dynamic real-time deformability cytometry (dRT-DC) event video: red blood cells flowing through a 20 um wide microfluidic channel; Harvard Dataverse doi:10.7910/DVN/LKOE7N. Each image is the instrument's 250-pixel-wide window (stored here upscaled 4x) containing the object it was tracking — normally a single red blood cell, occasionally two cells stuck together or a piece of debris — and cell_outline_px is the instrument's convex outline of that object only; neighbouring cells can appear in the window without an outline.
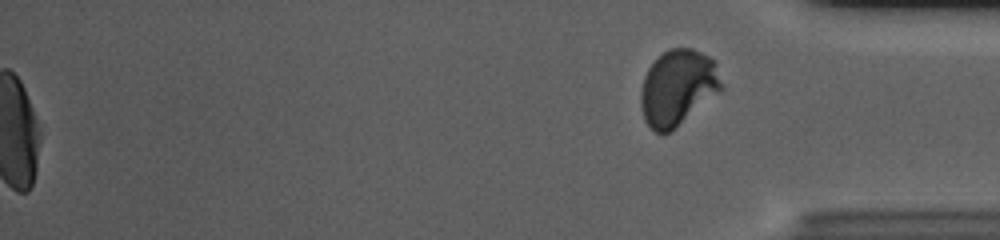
{"species": "human", "species_latin": "Homo sapiens", "temperature_condition": "cold", "stored_images_in_passage": 57, "segment_of_instrument_passage": [2, 2], "camera_frame_rate_fps": 3000, "um_per_image_px": 0.085, "donor": {"sex": "male"}, "frame": {"image": 1, "passage_image": 57, "time_ms": 18.667, "image_size_px": [1000, 240], "cell_outline_px": [[724, 88], [720, 92], [664, 136], [660, 136], [644, 120], [640, 104], [640, 92], [644, 76], [648, 68], [668, 48], [692, 48], [716, 60]], "centroid_in_image_um": [57.62, 7.45], "position_along_channel_um": 377.6, "area_um2": 35.84}}